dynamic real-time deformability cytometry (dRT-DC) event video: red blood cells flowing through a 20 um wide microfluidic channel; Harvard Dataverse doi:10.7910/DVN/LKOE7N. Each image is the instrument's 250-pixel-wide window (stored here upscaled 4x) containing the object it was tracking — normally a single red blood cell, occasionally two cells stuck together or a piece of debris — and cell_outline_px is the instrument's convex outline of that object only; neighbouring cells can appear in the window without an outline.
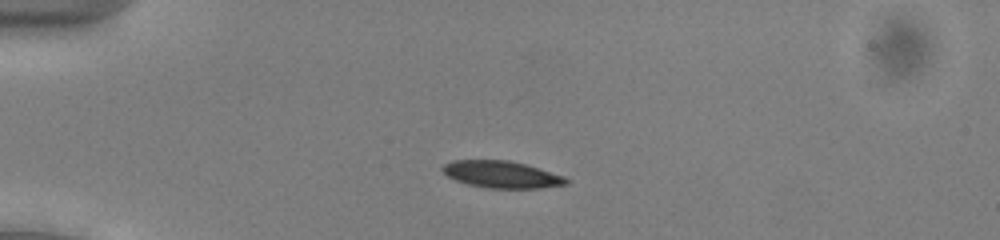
{"species": "common noctule bat (a hibernating species)", "species_latin": "Nyctalus noctula", "temperature_condition": "cold", "stored_images_in_passage": 40, "camera_frame_rate_fps": 3000, "um_per_image_px": 0.085, "animal": {"sex": "male", "body_mass_g": 13.0, "forearm_length_mm": 53.1}, "frame": {"image": 1, "passage_image": 1, "time_ms": 0.0, "image_size_px": [1000, 240], "cell_outline_px": [[572, 180], [568, 184], [540, 188], [488, 188], [468, 184], [456, 180], [448, 176], [440, 168], [444, 164], [452, 160], [508, 160], [540, 168], [564, 176]], "centroid_in_image_um": [42.67, 14.83], "position_along_channel_um": 42.3, "area_um2": 19.48}}
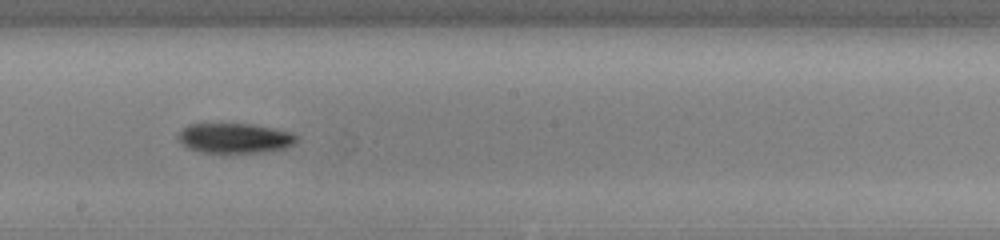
{"frame": {"image": 2, "passage_image": 18, "time_ms": 5.667, "image_size_px": [1000, 240], "cell_outline_px": [[300, 140], [288, 148], [264, 152], [200, 152], [188, 148], [176, 140], [176, 136], [188, 124], [252, 124], [292, 132], [300, 136]], "centroid_in_image_um": [20.0, 11.74], "position_along_channel_um": 228.2, "area_um2": 20.92}}
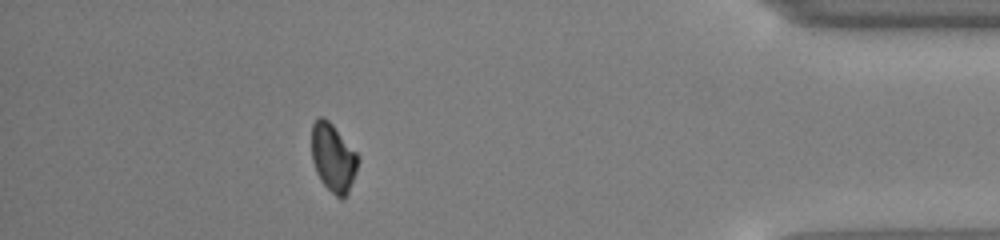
{"frame": {"image": 3, "passage_image": 35, "time_ms": 11.333, "image_size_px": [1000, 240], "cell_outline_px": [[360, 160], [356, 172], [348, 192], [340, 200], [320, 180], [316, 172], [312, 160], [312, 124], [320, 116], [324, 116], [332, 124], [356, 152]], "centroid_in_image_um": [28.32, 13.4], "position_along_channel_um": 406.9, "area_um2": 18.32}, "authors_computed_cell_mechanics": {"area_um2": 19.8254, "velocity_mm_per_s": 3.9102, "shape_relaxation_time_tau1_ms": 2.0513, "shape_relaxation_time_tau2_ms": null, "deformation_change_tau1": 0.0892, "deformation_change_tau2": null}}